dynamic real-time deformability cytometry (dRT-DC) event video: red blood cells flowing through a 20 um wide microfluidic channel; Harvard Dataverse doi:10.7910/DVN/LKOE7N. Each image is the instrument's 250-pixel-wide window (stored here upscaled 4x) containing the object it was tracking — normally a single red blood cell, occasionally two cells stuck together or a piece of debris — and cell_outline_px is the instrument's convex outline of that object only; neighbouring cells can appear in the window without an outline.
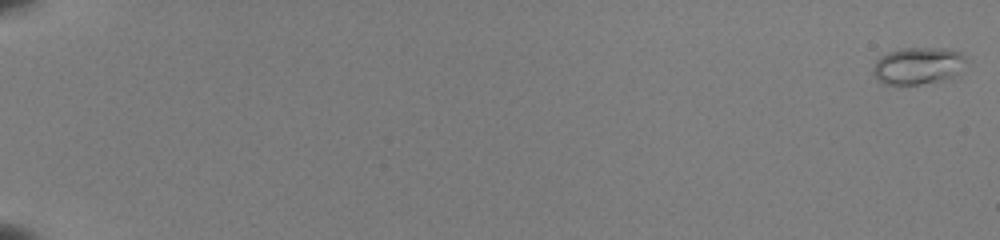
{"species": "common noctule bat (a hibernating species)", "species_latin": "Nyctalus noctula", "temperature_condition": "room temperature", "stored_images_in_passage": 54, "camera_frame_rate_fps": 3000, "um_per_image_px": 0.085, "animal": {"sex": "female", "body_mass_g": 22.0, "forearm_length_mm": 56.7}, "frame": {"image": 1, "passage_image": 1, "time_ms": 0.0, "image_size_px": [1000, 240], "cell_outline_px": [[964, 60], [956, 80], [920, 84], [884, 84], [876, 80], [872, 72], [872, 68], [876, 60], [880, 56], [888, 52], [900, 48], [948, 48], [960, 52], [964, 56]], "centroid_in_image_um": [78.03, 5.61], "position_along_channel_um": 7.0, "area_um2": 20.63}}
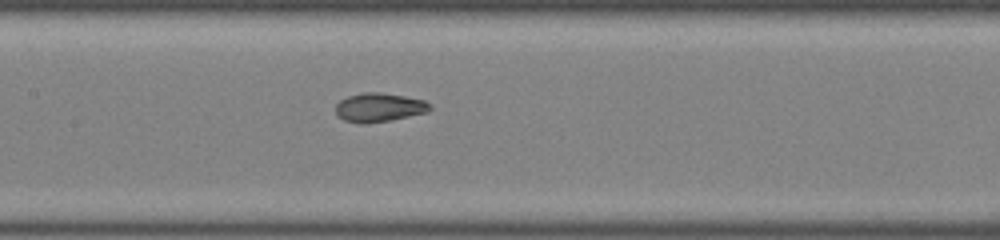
{"frame": {"image": 2, "passage_image": 30, "time_ms": 9.667, "image_size_px": [1000, 240], "cell_outline_px": [[432, 108], [428, 112], [392, 120], [364, 124], [360, 124], [344, 120], [336, 116], [336, 104], [340, 100], [348, 96], [364, 92], [380, 92], [404, 96], [424, 100], [432, 104]], "centroid_in_image_um": [32.23, 9.14], "position_along_channel_um": 175.2, "area_um2": 16.07}}
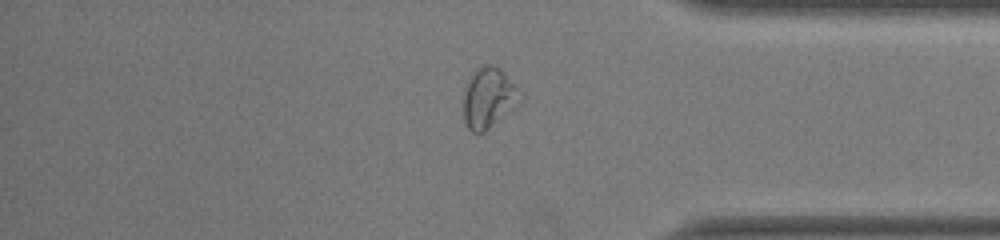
{"frame": {"image": 3, "passage_image": 47, "time_ms": 15.333, "image_size_px": [1000, 240], "cell_outline_px": [[516, 88], [504, 112], [484, 132], [472, 132], [468, 128], [464, 120], [464, 92], [468, 80], [476, 68], [488, 64], [500, 68], [504, 72]], "centroid_in_image_um": [41.34, 8.27], "position_along_channel_um": 393.9, "area_um2": 17.92}, "authors_computed_cell_mechanics": {"area_um2": 15.9528, "velocity_mm_per_s": 3.9995, "shape_relaxation_time_tau1_ms": 5.0156, "shape_relaxation_time_tau2_ms": 1.5005, "deformation_change_tau1": 0.1726, "deformation_change_tau2": 0.0562}}